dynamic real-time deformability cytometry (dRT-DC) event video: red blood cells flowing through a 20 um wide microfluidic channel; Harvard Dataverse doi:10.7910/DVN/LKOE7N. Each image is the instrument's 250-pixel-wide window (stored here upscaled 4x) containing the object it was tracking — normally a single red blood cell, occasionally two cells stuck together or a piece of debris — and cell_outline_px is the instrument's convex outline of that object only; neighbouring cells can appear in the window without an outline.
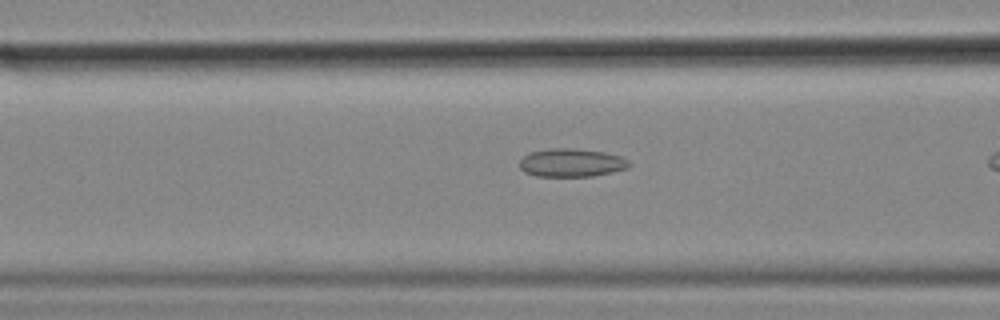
{"species": "common noctule bat (a hibernating species)", "species_latin": "Nyctalus noctula", "temperature_condition": "cold", "stored_images_in_passage": 18, "camera_frame_rate_fps": 3000, "um_per_image_px": 0.085, "animal": {"sex": "female", "body_mass_g": 18.4}, "frame": {"image": 1, "passage_image": 13, "time_ms": 4.0, "image_size_px": [1000, 320], "cell_outline_px": [[632, 164], [628, 168], [612, 172], [592, 176], [536, 176], [524, 172], [520, 168], [520, 160], [524, 156], [532, 152], [552, 148], [576, 148], [604, 152], [620, 156], [628, 160]], "centroid_in_image_um": [48.6, 13.83], "position_along_channel_um": 118.0, "area_um2": 18.03}}
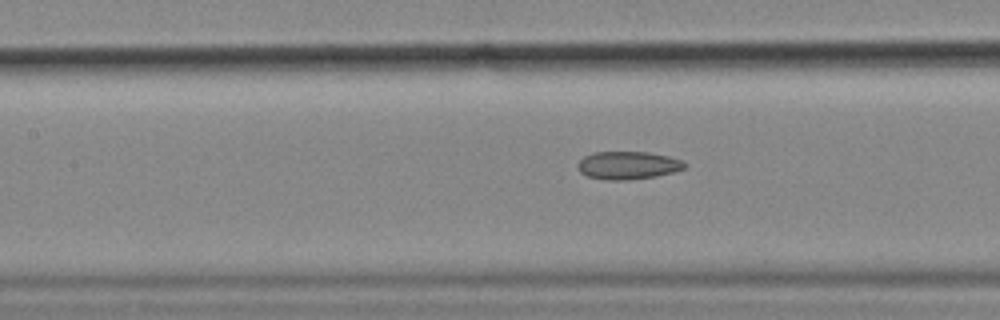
{"frame": {"image": 2, "passage_image": 16, "time_ms": 5.0, "image_size_px": [1000, 320], "cell_outline_px": [[688, 164], [684, 168], [672, 172], [656, 176], [628, 180], [608, 180], [588, 176], [580, 172], [576, 164], [584, 156], [592, 152], [648, 152], [668, 156], [680, 160]], "centroid_in_image_um": [53.35, 14.05], "position_along_channel_um": 154.1, "area_um2": 17.34}}